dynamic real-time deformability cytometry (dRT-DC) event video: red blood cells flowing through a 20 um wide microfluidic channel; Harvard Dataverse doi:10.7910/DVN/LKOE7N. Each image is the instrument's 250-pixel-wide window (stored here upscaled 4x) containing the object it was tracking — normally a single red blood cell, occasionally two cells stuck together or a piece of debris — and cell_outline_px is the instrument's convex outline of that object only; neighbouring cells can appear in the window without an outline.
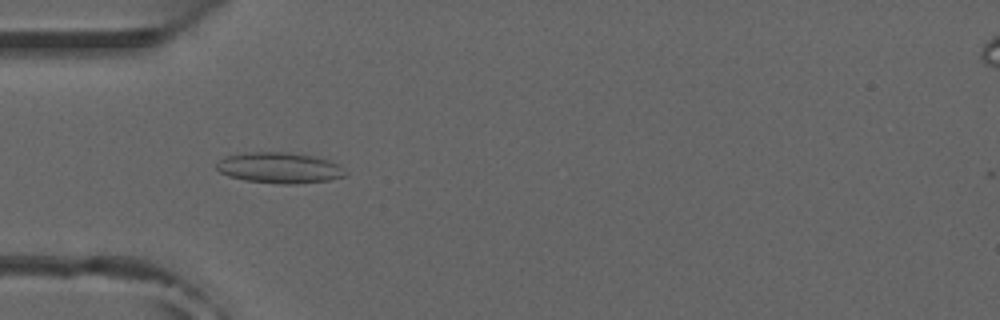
{"species": "common noctule bat (a hibernating species)", "species_latin": "Nyctalus noctula", "temperature_condition": "room temperature", "stored_images_in_passage": 52, "camera_frame_rate_fps": 3000, "um_per_image_px": 0.085, "animal": {"sex": "male", "forearm_length_mm": 52.5}, "frame": {"image": 1, "passage_image": 16, "time_ms": 5.0, "image_size_px": [1000, 320], "cell_outline_px": [[348, 176], [328, 180], [296, 184], [280, 184], [244, 180], [228, 176], [220, 172], [216, 168], [216, 164], [220, 160], [228, 156], [248, 152], [288, 152], [312, 156], [336, 164], [344, 168], [348, 172]], "centroid_in_image_um": [23.76, 14.28], "position_along_channel_um": 61.2, "area_um2": 23.0}}
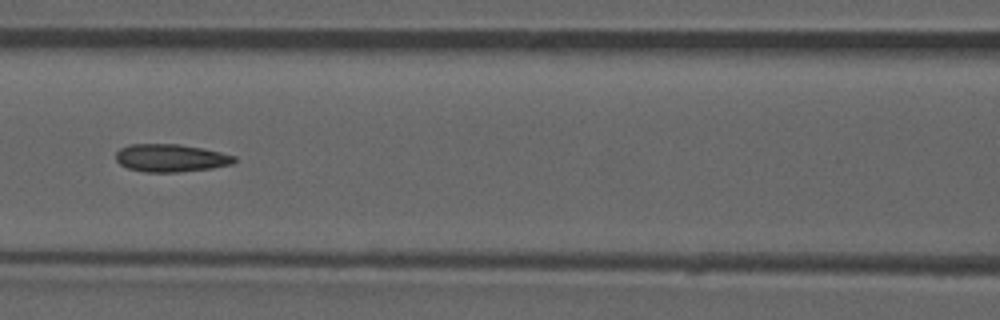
{"frame": {"image": 2, "passage_image": 23, "time_ms": 7.333, "image_size_px": [1000, 320], "cell_outline_px": [[236, 160], [232, 164], [212, 168], [180, 172], [144, 172], [128, 168], [120, 164], [116, 160], [116, 152], [120, 148], [128, 144], [180, 144], [220, 152], [236, 156]], "centroid_in_image_um": [14.5, 13.43], "position_along_channel_um": 152.1, "area_um2": 19.19}, "authors_computed_cell_mechanics": {"area_um2": 18.8428, "velocity_mm_per_s": 3.9569, "shape_relaxation_time_tau1_ms": null, "shape_relaxation_time_tau2_ms": 4.1435, "deformation_change_tau1": null, "deformation_change_tau2": 0.1261}}